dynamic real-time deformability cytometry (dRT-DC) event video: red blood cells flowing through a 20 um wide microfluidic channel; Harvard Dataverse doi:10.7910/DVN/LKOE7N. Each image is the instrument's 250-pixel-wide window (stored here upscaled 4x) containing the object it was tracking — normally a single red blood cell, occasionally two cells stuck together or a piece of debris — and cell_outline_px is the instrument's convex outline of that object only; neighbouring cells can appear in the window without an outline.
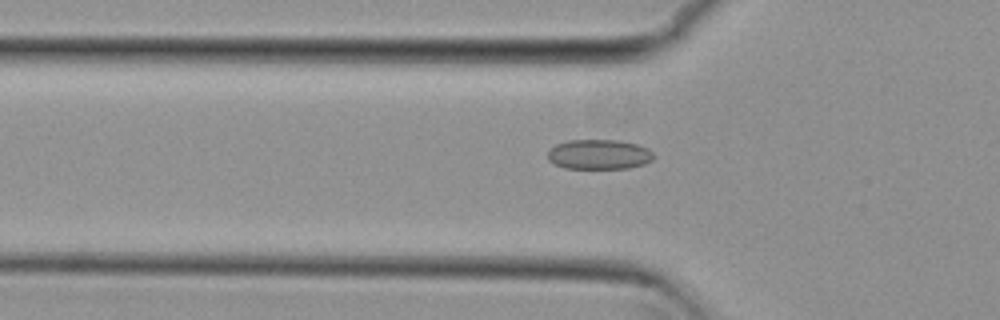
{"species": "common noctule bat (a hibernating species)", "species_latin": "Nyctalus noctula", "temperature_condition": "cold", "stored_images_in_passage": 47, "camera_frame_rate_fps": 3000, "um_per_image_px": 0.085, "animal": {"sex": "female", "body_mass_g": 29.2, "forearm_length_mm": 56.3}, "frame": {"image": 1, "passage_image": 11, "time_ms": 3.333, "image_size_px": [1000, 320], "cell_outline_px": [[656, 156], [652, 160], [644, 164], [628, 168], [564, 168], [548, 160], [548, 148], [556, 144], [568, 140], [620, 140], [636, 144], [648, 148]], "centroid_in_image_um": [50.92, 13.11], "position_along_channel_um": 74.9, "area_um2": 18.55}}
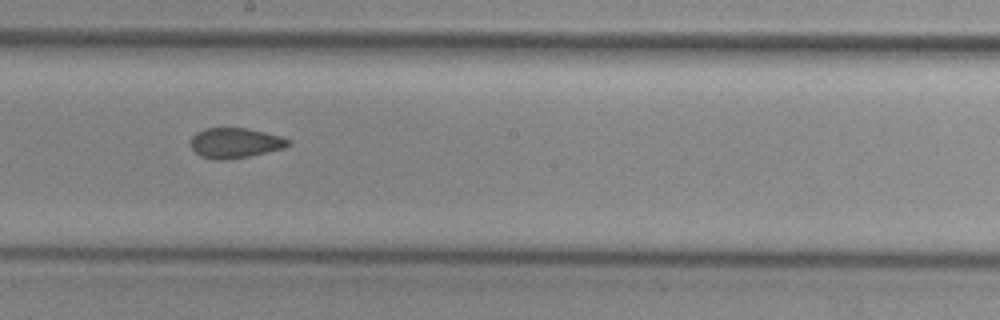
{"frame": {"image": 2, "passage_image": 23, "time_ms": 7.333, "image_size_px": [1000, 320], "cell_outline_px": [[292, 144], [284, 148], [248, 156], [224, 160], [216, 160], [200, 156], [192, 148], [192, 136], [196, 132], [204, 128], [244, 128], [264, 132], [280, 136], [292, 140]], "centroid_in_image_um": [20.0, 12.15], "position_along_channel_um": 228.2, "area_um2": 17.05}}
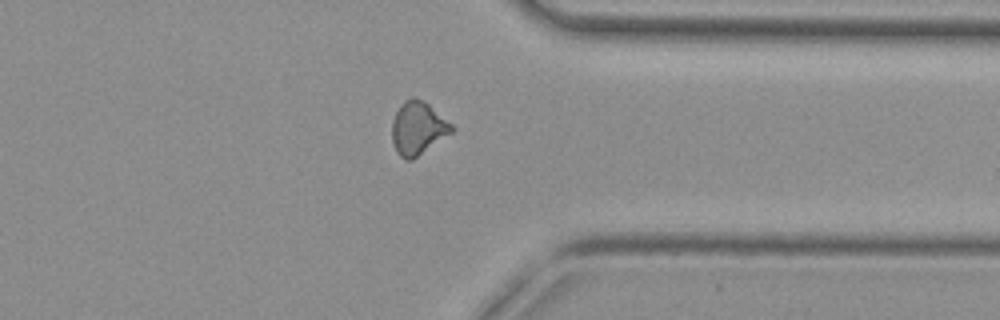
{"frame": {"image": 3, "passage_image": 35, "time_ms": 11.333, "image_size_px": [1000, 320], "cell_outline_px": [[456, 128], [452, 132], [412, 160], [404, 160], [396, 152], [392, 140], [392, 120], [400, 104], [404, 100], [412, 96], [424, 100], [452, 124]], "centroid_in_image_um": [35.5, 10.88], "position_along_channel_um": 375.9, "area_um2": 18.55}, "authors_computed_cell_mechanics": {"area_um2": 17.629, "velocity_mm_per_s": 3.8168, "shape_relaxation_time_tau1_ms": null, "shape_relaxation_time_tau2_ms": 2.7205, "deformation_change_tau1": null, "deformation_change_tau2": 0.0791}}